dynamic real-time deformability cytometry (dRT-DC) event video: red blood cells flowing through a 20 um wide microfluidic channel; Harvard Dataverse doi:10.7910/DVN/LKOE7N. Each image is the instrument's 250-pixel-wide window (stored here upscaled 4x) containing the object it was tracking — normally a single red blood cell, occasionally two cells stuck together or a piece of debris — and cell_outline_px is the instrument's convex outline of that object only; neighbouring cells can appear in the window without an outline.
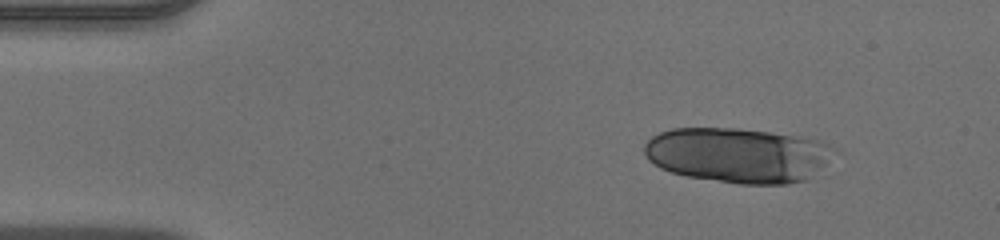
{"species": "human", "species_latin": "Homo sapiens", "temperature_condition": "warm", "stored_images_in_passage": 30, "camera_frame_rate_fps": 3000, "um_per_image_px": 0.085, "donor": {"sex": "male"}, "frame": {"image": 1, "passage_image": 1, "time_ms": 0.0, "image_size_px": [1000, 240], "cell_outline_px": [[832, 148], [820, 164], [804, 180], [788, 184], [740, 184], [684, 176], [660, 168], [648, 160], [644, 152], [644, 144], [652, 136], [660, 132], [672, 128], [740, 128], [796, 136], [820, 140], [828, 144]], "centroid_in_image_um": [62.57, 13.17], "position_along_channel_um": 22.4, "area_um2": 59.88}}
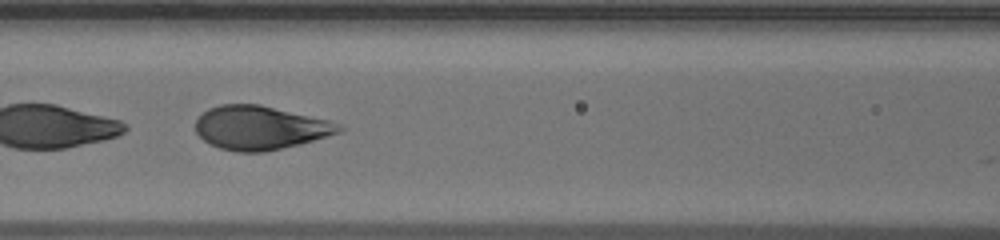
{"frame": {"image": 2, "passage_image": 16, "time_ms": 5.0, "image_size_px": [1000, 240], "cell_outline_px": [[348, 128], [340, 132], [328, 136], [300, 144], [264, 152], [236, 152], [220, 148], [204, 140], [196, 132], [196, 116], [208, 108], [220, 104], [260, 104], [328, 120]], "centroid_in_image_um": [22.1, 10.85], "position_along_channel_um": 144.5, "area_um2": 36.65}}
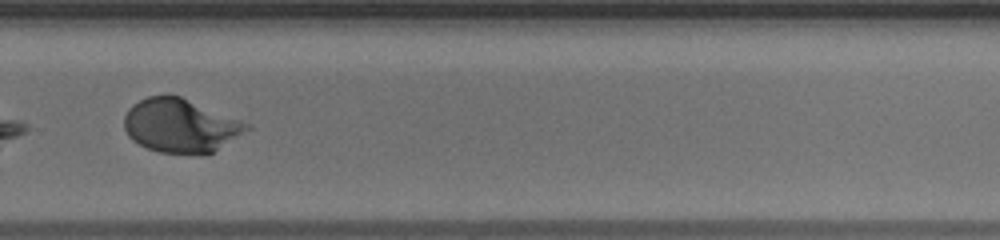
{"frame": {"image": 3, "passage_image": 28, "time_ms": 9.0, "image_size_px": [1000, 240], "cell_outline_px": [[252, 128], [212, 152], [160, 152], [148, 148], [132, 140], [128, 136], [124, 128], [124, 116], [128, 108], [132, 104], [148, 96], [168, 92], [180, 96], [252, 124]], "centroid_in_image_um": [15.32, 10.62], "position_along_channel_um": 314.5, "area_um2": 38.21}}